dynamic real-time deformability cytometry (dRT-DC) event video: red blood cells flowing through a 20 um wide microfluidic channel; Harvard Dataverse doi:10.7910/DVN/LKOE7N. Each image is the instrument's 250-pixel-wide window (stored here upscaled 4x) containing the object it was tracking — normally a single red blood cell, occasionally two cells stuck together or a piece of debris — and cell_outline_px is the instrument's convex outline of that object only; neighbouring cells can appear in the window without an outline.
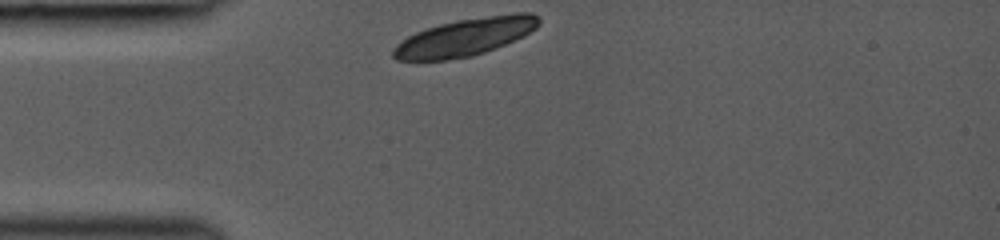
{"species": "common noctule bat (a hibernating species)", "species_latin": "Nyctalus noctula", "temperature_condition": "room temperature", "stored_images_in_passage": 9, "camera_frame_rate_fps": 3000, "um_per_image_px": 0.085, "animal": {"sex": "female", "body_mass_g": 19.0, "forearm_length_mm": 53.3}, "frame": {"image": 1, "passage_image": 1, "time_ms": 0.0, "image_size_px": [1000, 240], "cell_outline_px": [[540, 24], [536, 28], [524, 36], [484, 52], [472, 56], [444, 60], [396, 60], [392, 56], [392, 48], [396, 44], [408, 36], [416, 32], [440, 24], [456, 20], [512, 12], [532, 12], [540, 16]], "centroid_in_image_um": [39.57, 3.13], "position_along_channel_um": 45.4, "area_um2": 31.96}}